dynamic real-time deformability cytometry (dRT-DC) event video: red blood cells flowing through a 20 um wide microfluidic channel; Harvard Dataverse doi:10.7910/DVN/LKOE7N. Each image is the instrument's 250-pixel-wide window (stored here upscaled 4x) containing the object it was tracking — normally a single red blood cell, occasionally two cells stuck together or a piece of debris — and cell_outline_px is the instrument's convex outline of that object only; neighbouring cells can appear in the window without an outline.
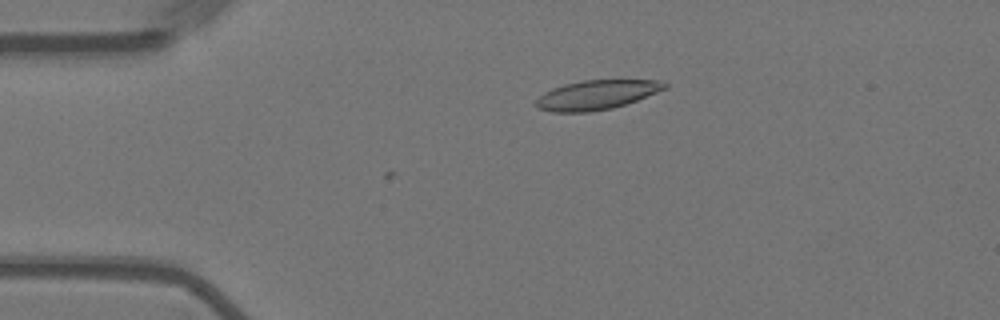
{"species": "Egyptian fruit bat (a non-hibernating species)", "species_latin": "Rousettus aegyptiacus", "temperature_condition": "warm", "stored_images_in_passage": 39, "camera_frame_rate_fps": 3000, "um_per_image_px": 0.085, "animal": {"sex": "female"}, "frame": {"image": 1, "passage_image": 5, "time_ms": 1.333, "image_size_px": [1000, 320], "cell_outline_px": [[668, 88], [636, 100], [612, 108], [588, 112], [552, 112], [540, 108], [532, 104], [544, 92], [552, 88], [564, 84], [580, 80], [660, 80], [668, 84]], "centroid_in_image_um": [50.69, 8.05], "position_along_channel_um": 34.3, "area_um2": 22.02}}
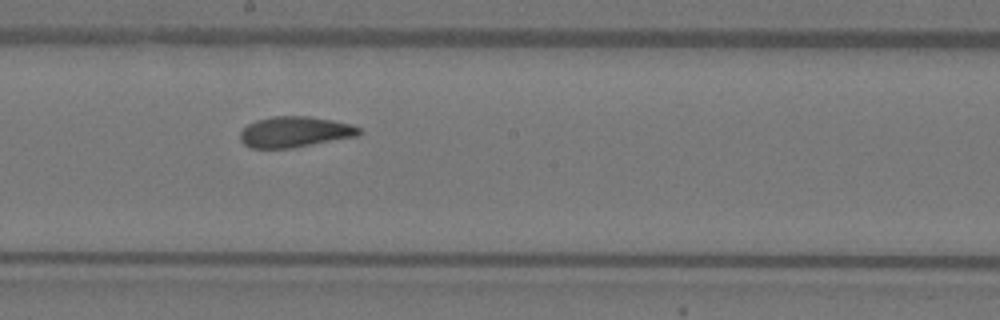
{"frame": {"image": 2, "passage_image": 24, "time_ms": 7.667, "image_size_px": [1000, 320], "cell_outline_px": [[360, 132], [356, 136], [292, 148], [252, 148], [244, 144], [240, 140], [240, 132], [248, 124], [256, 120], [272, 116], [308, 116], [332, 120], [352, 124], [360, 128]], "centroid_in_image_um": [25.03, 11.21], "position_along_channel_um": 223.2, "area_um2": 21.21}}
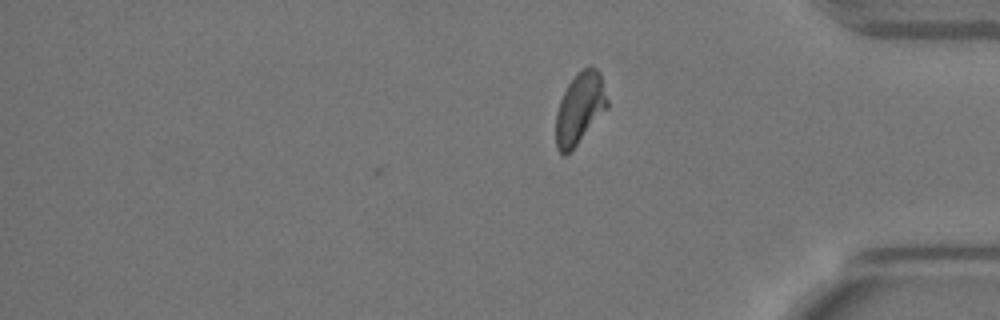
{"frame": {"image": 3, "passage_image": 39, "time_ms": 12.667, "image_size_px": [1000, 320], "cell_outline_px": [[608, 108], [576, 144], [564, 156], [556, 148], [556, 112], [560, 100], [568, 84], [588, 64], [592, 64], [600, 72], [608, 100]], "centroid_in_image_um": [49.29, 9.17], "position_along_channel_um": 385.9, "area_um2": 21.1}, "authors_computed_cell_mechanics": {"area_um2": 22.0218, "velocity_mm_per_s": 3.6023, "shape_relaxation_time_tau1_ms": 6.9601, "shape_relaxation_time_tau2_ms": 2.5258, "deformation_change_tau1": 0.2083, "deformation_change_tau2": 0.0942}}